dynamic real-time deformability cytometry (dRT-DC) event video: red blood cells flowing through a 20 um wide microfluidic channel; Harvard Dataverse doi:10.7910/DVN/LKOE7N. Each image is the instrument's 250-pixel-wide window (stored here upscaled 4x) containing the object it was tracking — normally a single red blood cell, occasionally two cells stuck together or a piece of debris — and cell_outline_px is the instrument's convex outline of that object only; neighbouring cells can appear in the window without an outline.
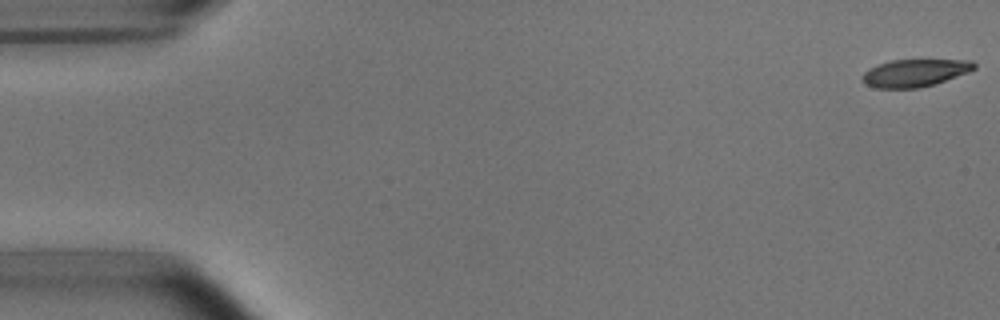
{"species": "common noctule bat (a hibernating species)", "species_latin": "Nyctalus noctula", "temperature_condition": "room temperature", "stored_images_in_passage": 5, "camera_frame_rate_fps": 3000, "um_per_image_px": 0.085, "animal": {"sex": "male", "body_mass_g": 15.6}, "frame": {"image": 1, "passage_image": 1, "time_ms": 0.0, "image_size_px": [1000, 320], "cell_outline_px": [[976, 68], [968, 72], [920, 88], [876, 88], [864, 84], [860, 80], [860, 76], [868, 68], [892, 60], [972, 60], [976, 64]], "centroid_in_image_um": [77.7, 6.2], "position_along_channel_um": 7.3, "area_um2": 17.86}}